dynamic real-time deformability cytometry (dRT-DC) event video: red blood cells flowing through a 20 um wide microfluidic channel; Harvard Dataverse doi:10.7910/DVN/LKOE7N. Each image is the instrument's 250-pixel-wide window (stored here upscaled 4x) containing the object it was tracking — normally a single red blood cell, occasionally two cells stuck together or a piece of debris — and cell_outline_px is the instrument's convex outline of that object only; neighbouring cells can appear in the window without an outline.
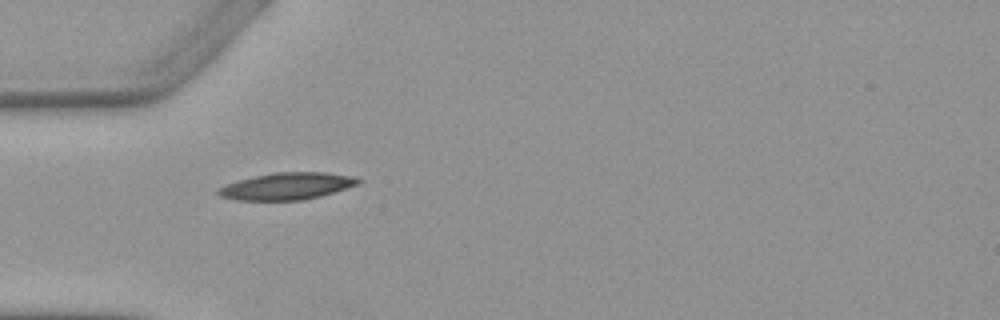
{"species": "Egyptian fruit bat (a non-hibernating species)", "species_latin": "Rousettus aegyptiacus", "temperature_condition": "warm", "stored_images_in_passage": 2, "camera_frame_rate_fps": 3000, "um_per_image_px": 0.085, "animal": {"sex": "female"}, "frame": {"image": 1, "passage_image": 1, "time_ms": 0.0, "image_size_px": [1000, 320], "cell_outline_px": [[360, 184], [320, 196], [304, 200], [236, 200], [220, 196], [216, 192], [216, 188], [252, 176], [272, 172], [324, 172], [356, 176], [360, 180]], "centroid_in_image_um": [24.4, 15.81], "position_along_channel_um": 60.6, "area_um2": 22.08}}
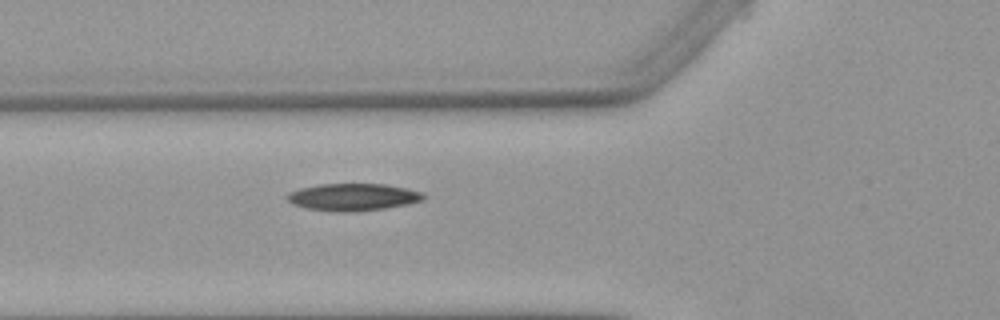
{"frame": {"image": 2, "passage_image": 2, "time_ms": 1.0, "image_size_px": [1000, 320], "cell_outline_px": [[424, 200], [408, 204], [384, 208], [352, 212], [336, 212], [304, 208], [292, 204], [284, 196], [288, 192], [300, 188], [320, 184], [384, 184], [424, 192]], "centroid_in_image_um": [29.96, 16.75], "position_along_channel_um": 95.8, "area_um2": 21.73}}